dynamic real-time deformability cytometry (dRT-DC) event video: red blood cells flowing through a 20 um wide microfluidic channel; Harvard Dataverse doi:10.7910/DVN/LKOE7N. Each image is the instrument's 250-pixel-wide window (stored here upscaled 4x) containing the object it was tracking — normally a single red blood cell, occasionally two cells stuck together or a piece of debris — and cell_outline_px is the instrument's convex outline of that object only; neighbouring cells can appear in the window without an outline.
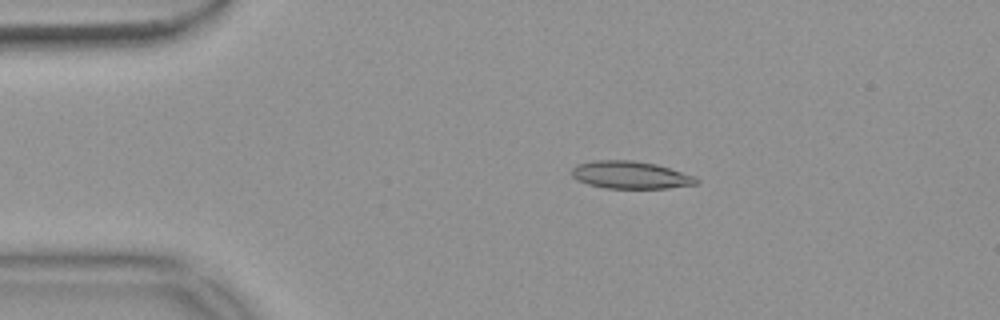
{"species": "common noctule bat (a hibernating species)", "species_latin": "Nyctalus noctula", "temperature_condition": "warm", "stored_images_in_passage": 53, "camera_frame_rate_fps": 3000, "um_per_image_px": 0.085, "animal": {"sex": "female", "body_mass_g": 18.4}, "frame": {"image": 1, "passage_image": 9, "time_ms": 2.667, "image_size_px": [1000, 320], "cell_outline_px": [[700, 180], [696, 184], [668, 188], [604, 188], [588, 184], [576, 180], [572, 176], [572, 168], [580, 164], [596, 160], [632, 160], [656, 164], [696, 176]], "centroid_in_image_um": [53.61, 14.87], "position_along_channel_um": 31.4, "area_um2": 19.94}}
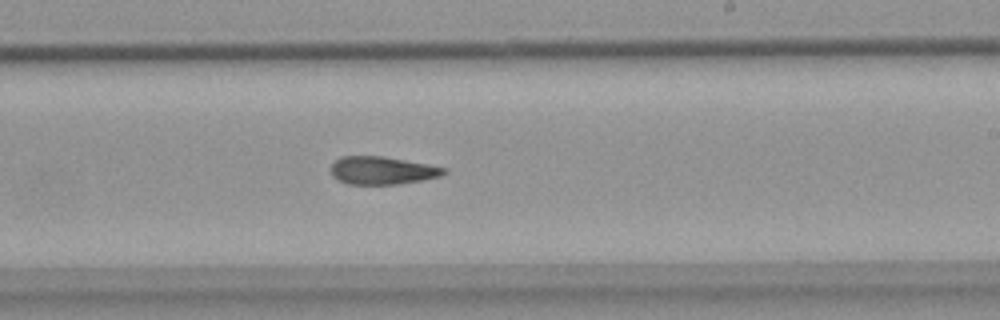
{"frame": {"image": 2, "passage_image": 31, "time_ms": 10.0, "image_size_px": [1000, 320], "cell_outline_px": [[448, 172], [440, 176], [420, 180], [396, 184], [348, 184], [332, 176], [332, 164], [340, 156], [384, 156], [428, 164], [448, 168]], "centroid_in_image_um": [32.51, 14.48], "position_along_channel_um": 256.5, "area_um2": 18.26}}
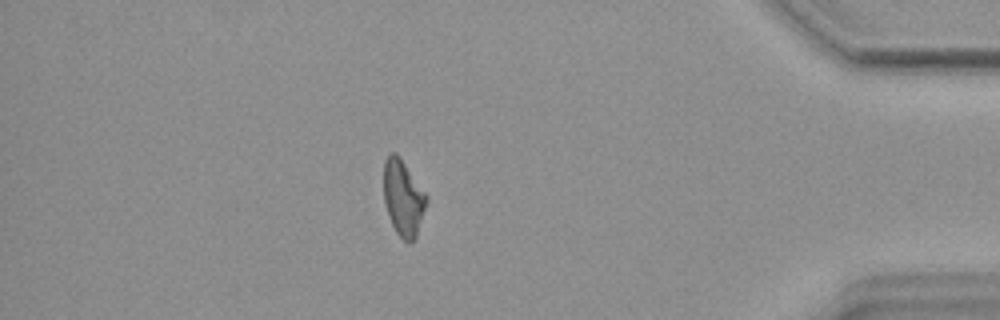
{"frame": {"image": 3, "passage_image": 46, "time_ms": 15.0, "image_size_px": [1000, 320], "cell_outline_px": [[428, 200], [416, 236], [408, 244], [396, 232], [388, 216], [384, 200], [384, 160], [392, 152], [396, 152], [400, 156], [428, 196]], "centroid_in_image_um": [34.27, 16.8], "position_along_channel_um": 400.9, "area_um2": 18.9}, "authors_computed_cell_mechanics": {"area_um2": 19.2474, "velocity_mm_per_s": 3.7044, "shape_relaxation_time_tau1_ms": null, "shape_relaxation_time_tau2_ms": 7.8797, "deformation_change_tau1": null, "deformation_change_tau2": 0.1969}}